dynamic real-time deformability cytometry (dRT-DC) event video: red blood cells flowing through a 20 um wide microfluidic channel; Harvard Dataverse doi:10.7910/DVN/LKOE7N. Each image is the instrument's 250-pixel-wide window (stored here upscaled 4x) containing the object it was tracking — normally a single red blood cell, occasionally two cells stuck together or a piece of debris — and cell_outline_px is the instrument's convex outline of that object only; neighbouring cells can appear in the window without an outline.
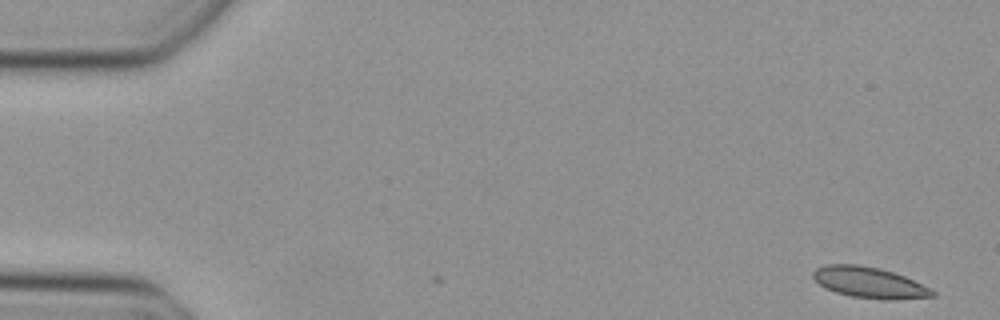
{"species": "Egyptian fruit bat (a non-hibernating species)", "species_latin": "Rousettus aegyptiacus", "temperature_condition": "cold", "stored_images_in_passage": 48, "camera_frame_rate_fps": 3000, "um_per_image_px": 0.085, "animal": {"sex": "female"}, "frame": {"image": 1, "passage_image": 1, "time_ms": 0.0, "image_size_px": [1000, 320], "cell_outline_px": [[936, 296], [888, 300], [884, 300], [852, 296], [836, 292], [824, 288], [812, 276], [812, 272], [816, 268], [828, 264], [860, 264], [880, 268], [904, 276], [936, 292]], "centroid_in_image_um": [73.86, 24.01], "position_along_channel_um": 11.1, "area_um2": 21.33}}
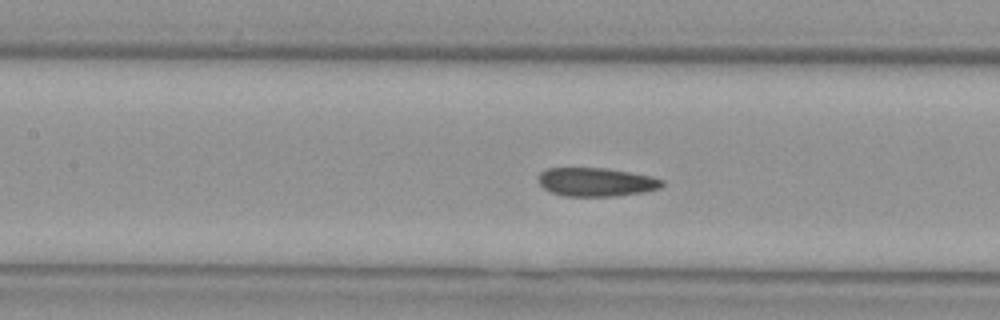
{"frame": {"image": 2, "passage_image": 21, "time_ms": 6.667, "image_size_px": [1000, 320], "cell_outline_px": [[664, 184], [660, 188], [644, 192], [616, 196], [564, 196], [552, 192], [544, 188], [536, 180], [536, 176], [540, 172], [548, 168], [608, 168], [652, 176], [664, 180]], "centroid_in_image_um": [50.67, 15.47], "position_along_channel_um": 156.7, "area_um2": 20.87}}
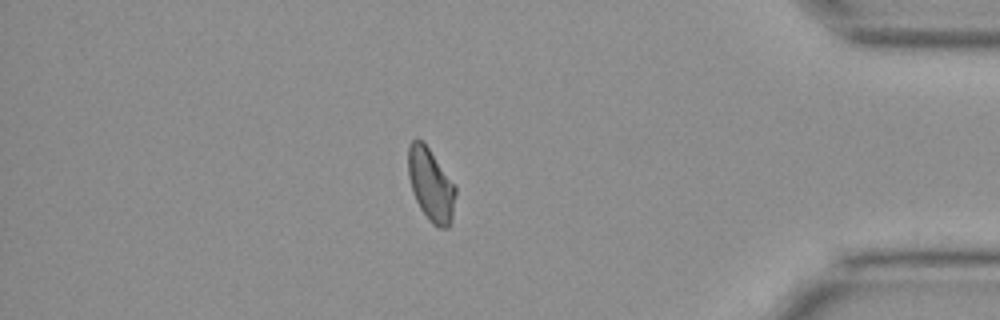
{"frame": {"image": 3, "passage_image": 41, "time_ms": 13.333, "image_size_px": [1000, 320], "cell_outline_px": [[456, 192], [452, 220], [448, 228], [436, 228], [428, 220], [420, 208], [412, 192], [408, 176], [408, 144], [412, 140], [420, 140], [428, 148], [456, 188]], "centroid_in_image_um": [36.6, 15.76], "position_along_channel_um": 398.6, "area_um2": 19.88}}